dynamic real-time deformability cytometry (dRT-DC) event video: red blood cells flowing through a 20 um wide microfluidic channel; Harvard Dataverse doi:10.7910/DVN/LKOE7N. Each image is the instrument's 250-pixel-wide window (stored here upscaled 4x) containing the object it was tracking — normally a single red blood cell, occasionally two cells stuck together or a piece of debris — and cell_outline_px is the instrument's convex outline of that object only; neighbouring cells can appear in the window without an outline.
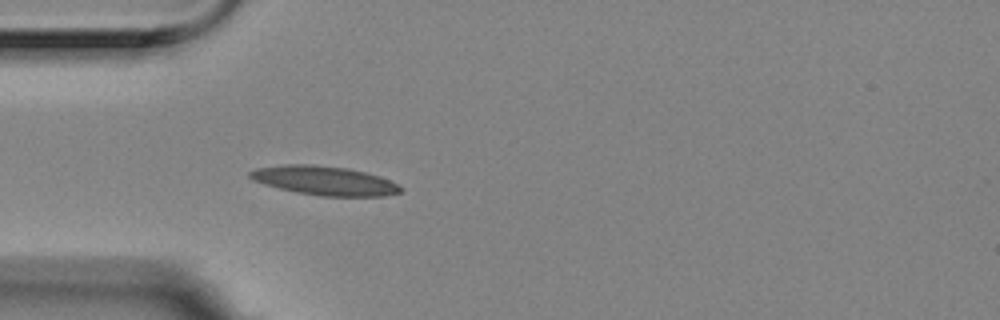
{"species": "Egyptian fruit bat (a non-hibernating species)", "species_latin": "Rousettus aegyptiacus", "temperature_condition": "room temperature", "stored_images_in_passage": 4, "camera_frame_rate_fps": 3000, "um_per_image_px": 0.085, "animal": {"sex": "female"}, "frame": {"image": 1, "passage_image": 4, "time_ms": 1.0, "image_size_px": [1000, 320], "cell_outline_px": [[404, 188], [400, 192], [384, 196], [320, 196], [296, 192], [264, 184], [252, 180], [248, 176], [248, 172], [256, 168], [284, 164], [312, 164], [348, 168], [380, 176]], "centroid_in_image_um": [27.55, 15.35], "position_along_channel_um": 57.5, "area_um2": 25.49}}